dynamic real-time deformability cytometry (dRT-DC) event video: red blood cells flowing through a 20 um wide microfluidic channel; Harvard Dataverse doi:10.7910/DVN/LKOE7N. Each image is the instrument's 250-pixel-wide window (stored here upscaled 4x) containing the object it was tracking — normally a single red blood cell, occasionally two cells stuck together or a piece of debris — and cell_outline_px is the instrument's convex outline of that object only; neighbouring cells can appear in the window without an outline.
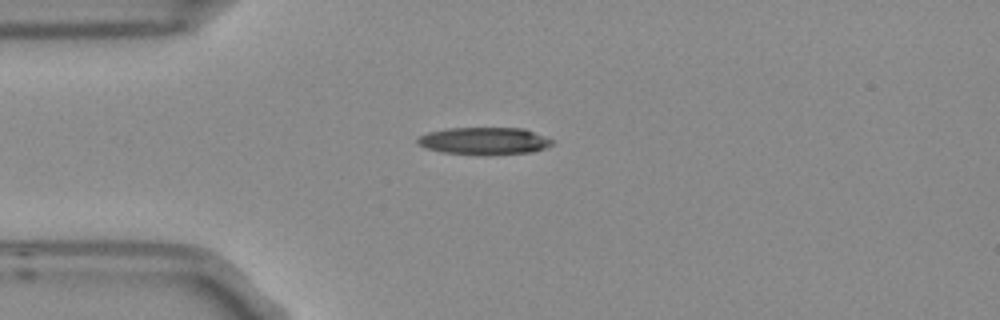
{"species": "Egyptian fruit bat (a non-hibernating species)", "species_latin": "Rousettus aegyptiacus", "temperature_condition": "room temperature", "stored_images_in_passage": 5, "camera_frame_rate_fps": 3000, "um_per_image_px": 0.085, "frame": {"image": 1, "passage_image": 3, "time_ms": 0.667, "image_size_px": [1000, 320], "cell_outline_px": [[556, 144], [532, 152], [488, 156], [444, 152], [428, 148], [420, 144], [416, 140], [420, 136], [428, 132], [448, 128], [524, 128], [552, 140]], "centroid_in_image_um": [41.2, 11.99], "position_along_channel_um": 43.8, "area_um2": 21.44}}